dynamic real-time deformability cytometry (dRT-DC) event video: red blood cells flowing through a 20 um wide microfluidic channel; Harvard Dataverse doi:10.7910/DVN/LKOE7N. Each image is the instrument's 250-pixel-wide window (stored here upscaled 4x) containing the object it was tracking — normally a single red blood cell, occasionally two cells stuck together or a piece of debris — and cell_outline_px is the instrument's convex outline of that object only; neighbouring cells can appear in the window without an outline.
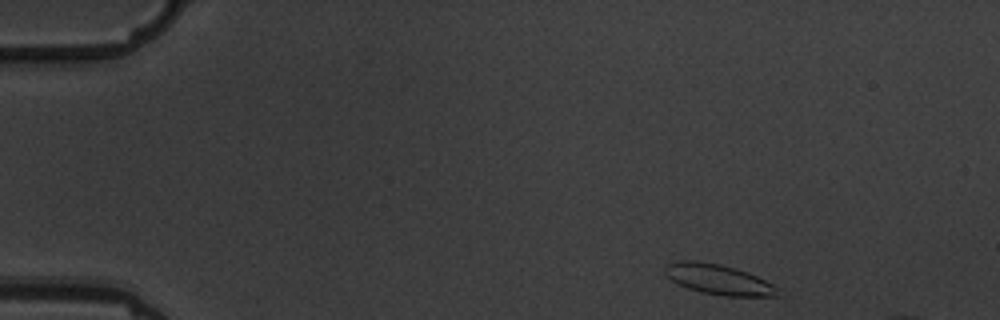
{"species": "common noctule bat (a hibernating species)", "species_latin": "Nyctalus noctula", "temperature_condition": "warm", "stored_images_in_passage": 4, "camera_frame_rate_fps": 3000, "um_per_image_px": 0.085, "animal": {"sex": "male", "body_mass_g": 19.5, "forearm_length_mm": 54.6}, "frame": {"image": 1, "passage_image": 1, "time_ms": 0.0, "image_size_px": [1000, 320], "cell_outline_px": [[784, 296], [724, 296], [700, 292], [676, 284], [664, 272], [664, 268], [668, 264], [680, 260], [696, 260], [720, 264], [736, 268], [748, 272], [772, 284]], "centroid_in_image_um": [61.07, 23.75], "position_along_channel_um": 23.9, "area_um2": 19.94}}